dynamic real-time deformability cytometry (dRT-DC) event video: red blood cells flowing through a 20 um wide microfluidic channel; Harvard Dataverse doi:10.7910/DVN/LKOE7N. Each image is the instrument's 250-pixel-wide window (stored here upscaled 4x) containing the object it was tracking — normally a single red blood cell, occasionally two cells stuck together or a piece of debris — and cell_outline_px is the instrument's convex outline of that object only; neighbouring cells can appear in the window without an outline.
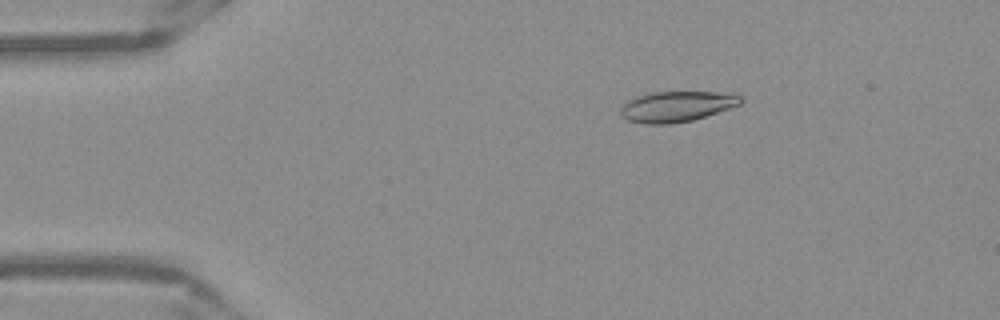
{"species": "Egyptian fruit bat (a non-hibernating species)", "species_latin": "Rousettus aegyptiacus", "temperature_condition": "warm", "stored_images_in_passage": 44, "camera_frame_rate_fps": 3000, "um_per_image_px": 0.085, "frame": {"image": 1, "passage_image": 1, "time_ms": 0.0, "image_size_px": [1000, 320], "cell_outline_px": [[744, 100], [740, 104], [692, 120], [672, 124], [648, 124], [628, 120], [620, 116], [620, 108], [628, 100], [636, 96], [652, 92], [716, 92], [740, 96]], "centroid_in_image_um": [57.45, 9.05], "position_along_channel_um": 27.5, "area_um2": 21.15}}
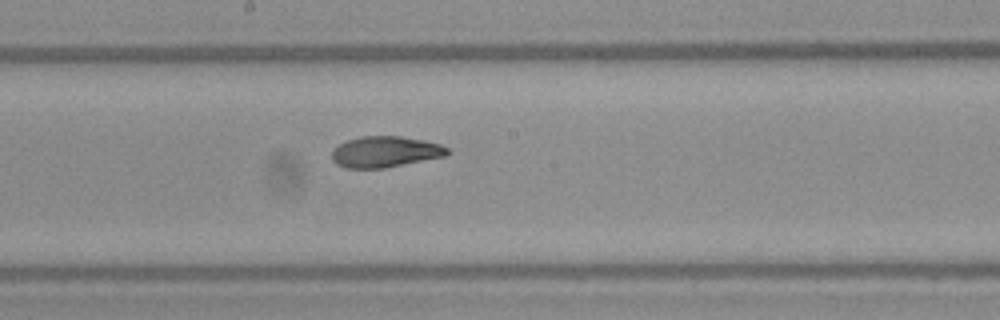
{"frame": {"image": 2, "passage_image": 20, "time_ms": 6.333, "image_size_px": [1000, 320], "cell_outline_px": [[452, 152], [444, 156], [384, 168], [348, 168], [336, 164], [332, 160], [332, 152], [340, 144], [348, 140], [360, 136], [400, 136], [424, 140], [440, 144], [448, 148]], "centroid_in_image_um": [32.76, 12.9], "position_along_channel_um": 215.4, "area_um2": 20.75}}
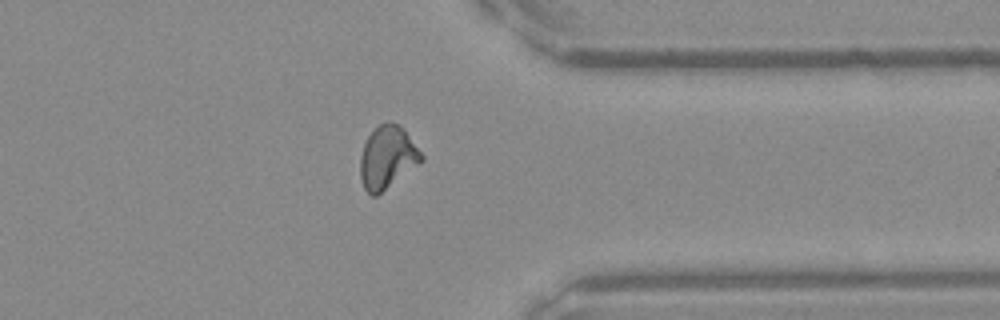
{"frame": {"image": 3, "passage_image": 33, "time_ms": 10.667, "image_size_px": [1000, 320], "cell_outline_px": [[424, 160], [376, 196], [372, 196], [364, 188], [360, 176], [360, 156], [364, 144], [368, 136], [380, 124], [388, 120], [392, 120], [400, 124], [404, 128], [424, 156]], "centroid_in_image_um": [32.93, 13.34], "position_along_channel_um": 378.5, "area_um2": 22.37}, "authors_computed_cell_mechanics": {"area_um2": 21.2126, "velocity_mm_per_s": 3.9273, "shape_relaxation_time_tau1_ms": 8.7558, "shape_relaxation_time_tau2_ms": 1.7602, "deformation_change_tau1": 0.2427, "deformation_change_tau2": 0.0725}}